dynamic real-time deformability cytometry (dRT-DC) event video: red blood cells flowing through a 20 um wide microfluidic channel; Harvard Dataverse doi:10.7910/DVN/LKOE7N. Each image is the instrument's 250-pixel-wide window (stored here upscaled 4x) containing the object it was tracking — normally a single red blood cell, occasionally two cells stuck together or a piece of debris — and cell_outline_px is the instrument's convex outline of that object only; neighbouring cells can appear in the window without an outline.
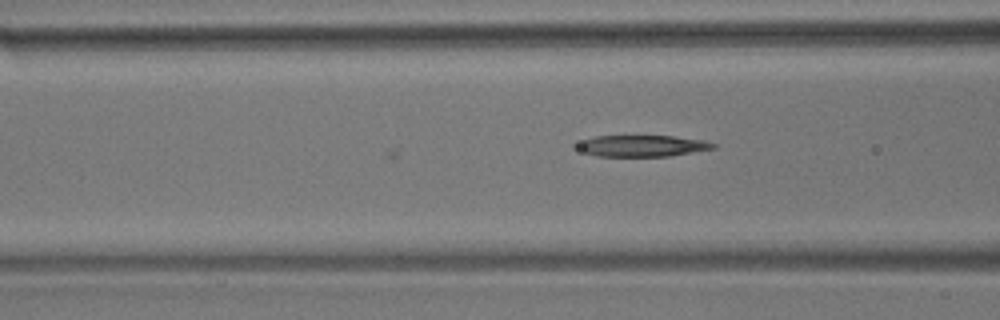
{"species": "common noctule bat (a hibernating species)", "species_latin": "Nyctalus noctula", "temperature_condition": "room temperature", "stored_images_in_passage": 4, "camera_frame_rate_fps": 3000, "um_per_image_px": 0.085, "animal": {"sex": "male", "body_mass_g": 17.9}, "frame": {"image": 1, "passage_image": 3, "time_ms": 2.333, "image_size_px": [1000, 320], "cell_outline_px": [[716, 148], [672, 156], [596, 156], [572, 148], [572, 144], [596, 136], [672, 136], [704, 140], [716, 144]], "centroid_in_image_um": [54.53, 12.4], "position_along_channel_um": 112.1, "area_um2": 17.17}}
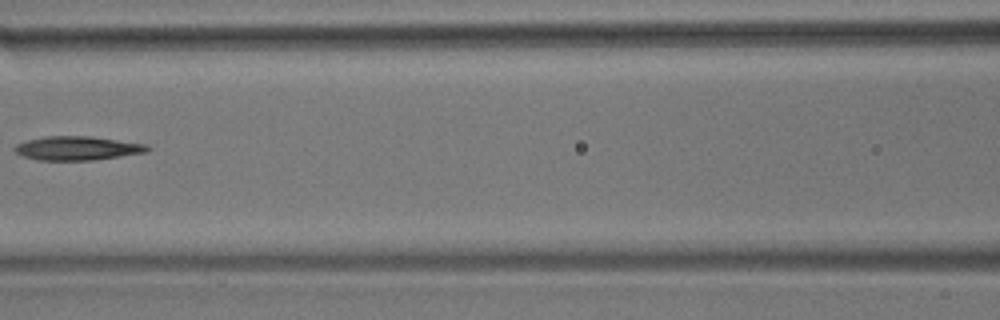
{"frame": {"image": 2, "passage_image": 4, "time_ms": 3.667, "image_size_px": [1000, 320], "cell_outline_px": [[152, 148], [148, 152], [92, 160], [36, 160], [24, 156], [16, 152], [12, 148], [16, 144], [28, 140], [44, 136], [92, 136], [148, 144]], "centroid_in_image_um": [6.61, 12.59], "position_along_channel_um": 160.0, "area_um2": 18.61}}